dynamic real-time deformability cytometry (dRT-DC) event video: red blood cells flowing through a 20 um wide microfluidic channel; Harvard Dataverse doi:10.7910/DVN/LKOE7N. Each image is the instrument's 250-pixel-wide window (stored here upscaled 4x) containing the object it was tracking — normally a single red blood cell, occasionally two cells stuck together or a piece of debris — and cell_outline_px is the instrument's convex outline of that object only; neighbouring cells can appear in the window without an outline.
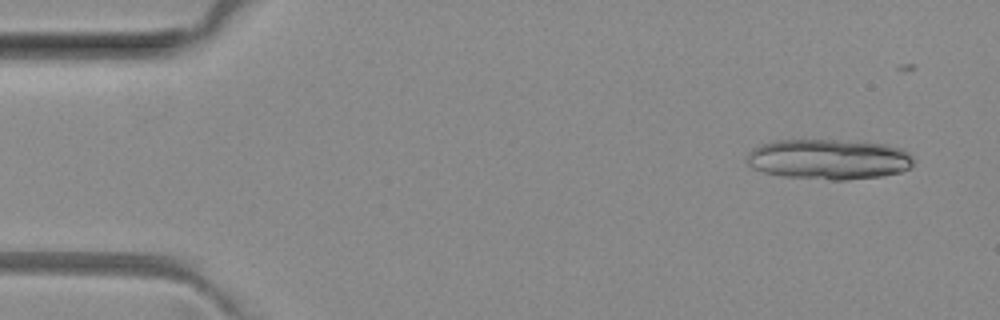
{"species": "common noctule bat (a hibernating species)", "species_latin": "Nyctalus noctula", "temperature_condition": "room temperature", "stored_images_in_passage": 13, "camera_frame_rate_fps": 3000, "um_per_image_px": 0.085, "animal": {"sex": "female", "body_mass_g": 29.2, "forearm_length_mm": 56.3}, "frame": {"image": 1, "passage_image": 3, "time_ms": 0.667, "image_size_px": [1000, 320], "cell_outline_px": [[912, 164], [908, 168], [900, 172], [880, 176], [848, 180], [832, 180], [784, 176], [764, 172], [748, 164], [744, 160], [748, 152], [752, 148], [760, 144], [776, 140], [836, 140], [884, 144], [900, 148], [908, 152], [912, 156]], "centroid_in_image_um": [70.4, 13.53], "position_along_channel_um": 14.6, "area_um2": 39.07}}